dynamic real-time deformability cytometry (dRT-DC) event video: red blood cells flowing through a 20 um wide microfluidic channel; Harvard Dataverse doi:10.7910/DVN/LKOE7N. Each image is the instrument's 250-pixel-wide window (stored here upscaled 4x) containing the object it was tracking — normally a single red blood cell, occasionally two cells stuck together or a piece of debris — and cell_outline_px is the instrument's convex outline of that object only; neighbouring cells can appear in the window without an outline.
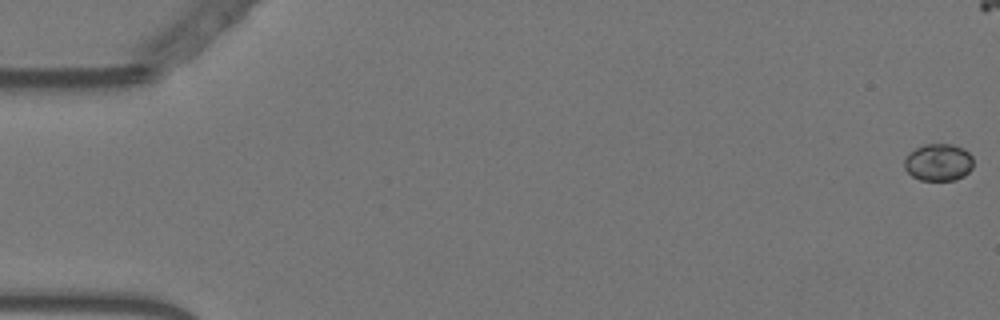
{"species": "Egyptian fruit bat (a non-hibernating species)", "species_latin": "Rousettus aegyptiacus", "temperature_condition": "warm", "stored_images_in_passage": 18, "camera_frame_rate_fps": 3000, "um_per_image_px": 0.085, "animal": {"sex": "female"}, "frame": {"image": 1, "passage_image": 1, "time_ms": 0.0, "image_size_px": [1000, 320], "cell_outline_px": [[972, 168], [964, 176], [956, 180], [920, 180], [912, 176], [904, 168], [904, 160], [908, 152], [924, 144], [952, 144], [964, 148], [972, 156]], "centroid_in_image_um": [79.76, 13.79], "position_along_channel_um": 5.2, "area_um2": 15.09}}
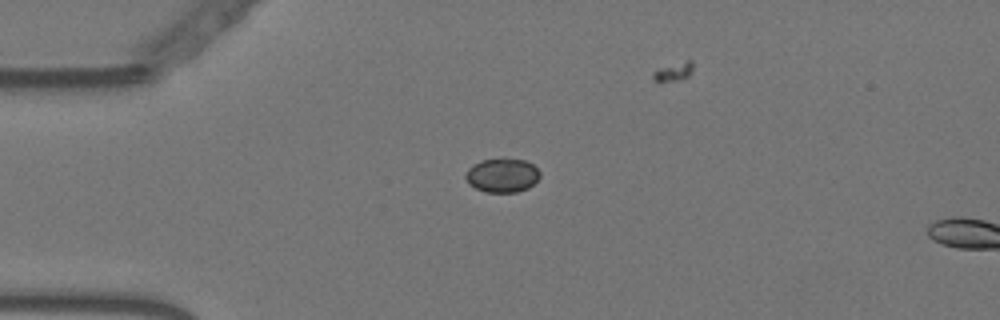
{"frame": {"image": 2, "passage_image": 15, "time_ms": 4.667, "image_size_px": [1000, 320], "cell_outline_px": [[540, 176], [528, 188], [516, 192], [484, 192], [468, 184], [464, 176], [468, 168], [472, 164], [484, 160], [524, 160], [532, 164], [540, 172]], "centroid_in_image_um": [42.65, 14.93], "position_along_channel_um": 42.3, "area_um2": 14.45}}